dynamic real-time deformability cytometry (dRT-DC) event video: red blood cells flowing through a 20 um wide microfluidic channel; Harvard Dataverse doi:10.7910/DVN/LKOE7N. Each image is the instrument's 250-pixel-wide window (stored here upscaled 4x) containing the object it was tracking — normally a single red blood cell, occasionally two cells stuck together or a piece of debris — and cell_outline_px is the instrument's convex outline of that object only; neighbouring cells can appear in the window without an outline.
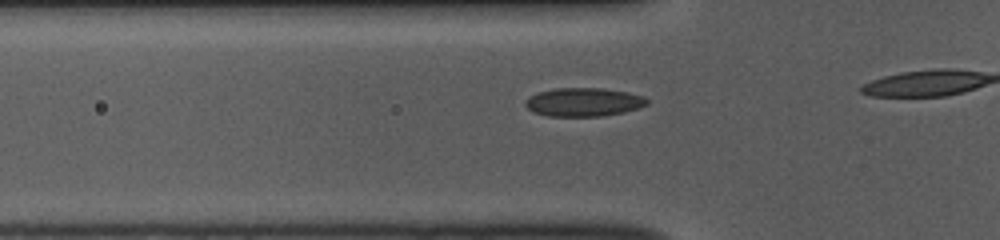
{"species": "common noctule bat (a hibernating species)", "species_latin": "Nyctalus noctula", "temperature_condition": "room temperature", "stored_images_in_passage": 19, "camera_frame_rate_fps": 3000, "um_per_image_px": 0.085, "animal": {"sex": "female", "body_mass_g": 10.0, "forearm_length_mm": 53.1}, "frame": {"image": 1, "passage_image": 14, "time_ms": 4.333, "image_size_px": [1000, 240], "cell_outline_px": [[648, 104], [640, 108], [624, 112], [604, 116], [548, 116], [532, 112], [524, 104], [524, 100], [528, 96], [536, 92], [552, 88], [600, 88], [628, 92], [644, 96], [648, 100]], "centroid_in_image_um": [49.58, 8.67], "position_along_channel_um": 76.2, "area_um2": 20.58}}